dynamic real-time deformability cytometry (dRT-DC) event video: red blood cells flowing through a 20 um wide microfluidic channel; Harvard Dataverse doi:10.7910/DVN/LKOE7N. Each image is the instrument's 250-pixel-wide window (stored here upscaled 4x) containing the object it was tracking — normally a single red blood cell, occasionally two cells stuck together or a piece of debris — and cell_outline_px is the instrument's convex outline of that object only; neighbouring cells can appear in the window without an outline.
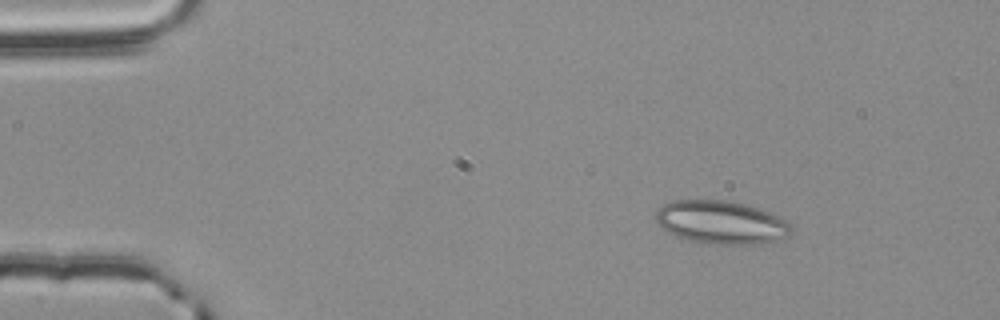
{"species": "common noctule bat (a hibernating species)", "species_latin": "Nyctalus noctula", "temperature_condition": "room temperature", "stored_images_in_passage": 55, "camera_frame_rate_fps": 3000, "um_per_image_px": 0.085, "animal": {"sex": "male", "body_mass_g": 20.4}, "frame": {"image": 1, "passage_image": 8, "time_ms": 2.333, "image_size_px": [1000, 320], "cell_outline_px": [[792, 232], [788, 236], [760, 244], [712, 244], [688, 240], [676, 236], [668, 232], [656, 220], [656, 212], [664, 204], [672, 200], [724, 200], [744, 204], [760, 208], [784, 220], [792, 228]], "centroid_in_image_um": [61.29, 18.9], "position_along_channel_um": 23.7, "area_um2": 33.76}}
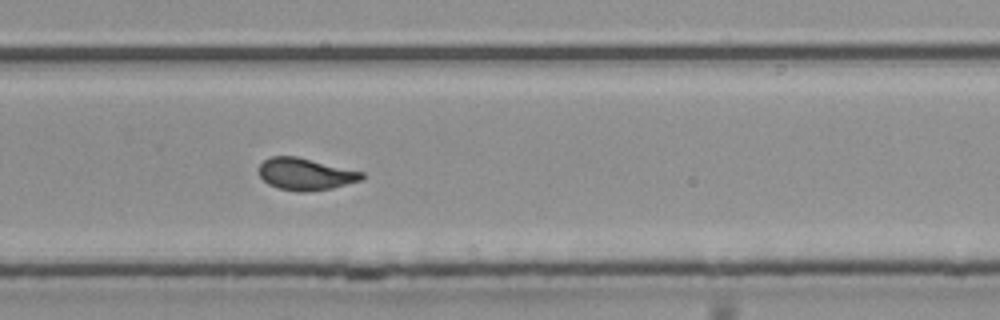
{"frame": {"image": 2, "passage_image": 37, "time_ms": 12.0, "image_size_px": [1000, 320], "cell_outline_px": [[364, 180], [332, 188], [308, 192], [296, 192], [276, 188], [268, 184], [260, 176], [260, 164], [264, 160], [272, 156], [296, 156], [364, 172]], "centroid_in_image_um": [25.99, 14.81], "position_along_channel_um": 303.8, "area_um2": 19.31}}
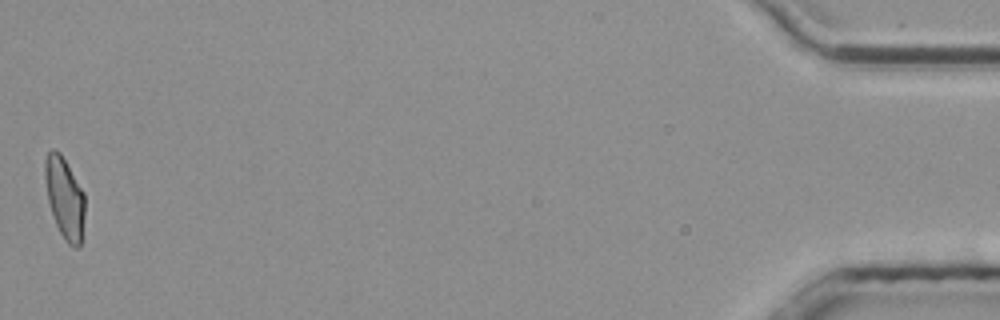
{"frame": {"image": 3, "passage_image": 55, "time_ms": 18.0, "image_size_px": [1000, 320], "cell_outline_px": [[84, 216], [80, 248], [72, 248], [64, 240], [56, 224], [48, 200], [44, 180], [44, 160], [48, 152], [52, 148], [56, 148], [60, 152], [84, 192]], "centroid_in_image_um": [5.48, 16.81], "position_along_channel_um": 429.7, "area_um2": 19.02}, "authors_computed_cell_mechanics": {"area_um2": 19.4208, "velocity_mm_per_s": 3.7838, "shape_relaxation_time_tau1_ms": null, "shape_relaxation_time_tau2_ms": 1.2165, "deformation_change_tau1": null, "deformation_change_tau2": 0.0867}}